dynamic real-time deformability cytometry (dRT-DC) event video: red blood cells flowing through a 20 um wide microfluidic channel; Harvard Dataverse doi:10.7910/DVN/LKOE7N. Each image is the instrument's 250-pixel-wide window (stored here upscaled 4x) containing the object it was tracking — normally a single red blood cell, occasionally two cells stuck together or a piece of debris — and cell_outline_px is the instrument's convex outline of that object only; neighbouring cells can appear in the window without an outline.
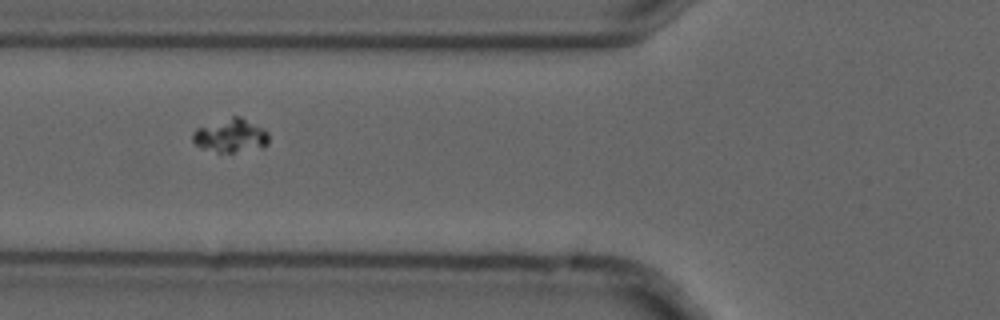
{"species": "common noctule bat (a hibernating species)", "species_latin": "Nyctalus noctula", "temperature_condition": "cold", "stored_images_in_passage": 8, "camera_frame_rate_fps": 3000, "um_per_image_px": 0.085, "animal": {"sex": "male", "forearm_length_mm": 52.5}, "frame": {"image": 1, "passage_image": 6, "time_ms": 1.667, "image_size_px": [1000, 320], "cell_outline_px": [[268, 144], [232, 152], [216, 152], [204, 148], [196, 144], [192, 140], [192, 132], [196, 128], [232, 116], [240, 116], [264, 128], [268, 132]], "centroid_in_image_um": [19.58, 11.49], "position_along_channel_um": 106.2, "area_um2": 14.51}}
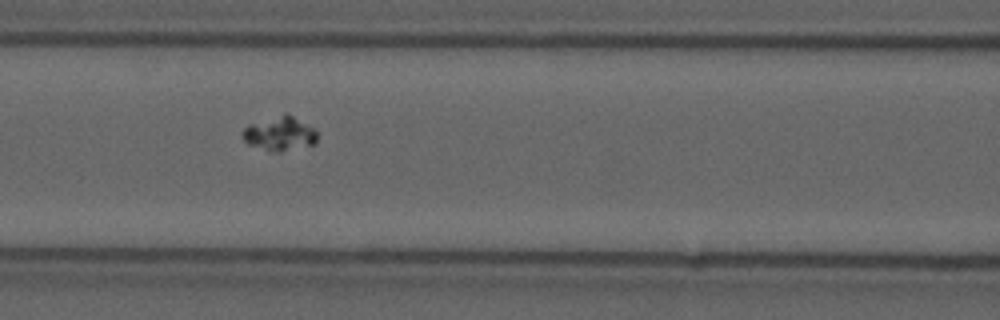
{"frame": {"image": 2, "passage_image": 7, "time_ms": 2.0, "image_size_px": [1000, 320], "cell_outline_px": [[316, 144], [280, 152], [268, 152], [248, 144], [240, 136], [240, 132], [248, 124], [284, 112], [292, 116], [312, 128], [316, 132]], "centroid_in_image_um": [23.7, 11.37], "position_along_channel_um": 142.9, "area_um2": 15.09}}
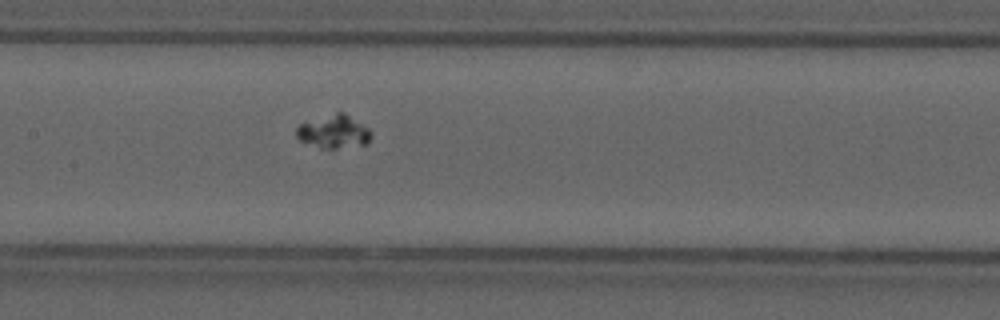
{"frame": {"image": 3, "passage_image": 8, "time_ms": 2.333, "image_size_px": [1000, 320], "cell_outline_px": [[372, 136], [368, 144], [336, 148], [320, 148], [300, 140], [296, 136], [296, 128], [300, 124], [336, 112], [344, 112], [368, 128], [372, 132]], "centroid_in_image_um": [28.4, 11.2], "position_along_channel_um": 179.0, "area_um2": 14.33}}